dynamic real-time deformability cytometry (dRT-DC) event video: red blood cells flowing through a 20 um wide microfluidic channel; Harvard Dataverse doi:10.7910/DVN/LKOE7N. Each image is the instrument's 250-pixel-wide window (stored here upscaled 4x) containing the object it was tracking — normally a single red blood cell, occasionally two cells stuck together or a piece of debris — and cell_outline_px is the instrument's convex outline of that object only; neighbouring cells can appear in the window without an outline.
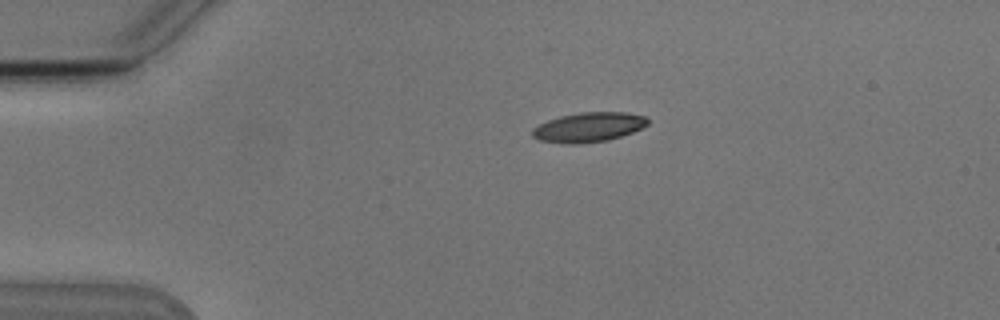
{"species": "Egyptian fruit bat (a non-hibernating species)", "species_latin": "Rousettus aegyptiacus", "temperature_condition": "cold", "stored_images_in_passage": 3, "camera_frame_rate_fps": 3000, "um_per_image_px": 0.085, "animal": {"sex": "male"}, "frame": {"image": 1, "passage_image": 1, "time_ms": 0.0, "image_size_px": [1000, 320], "cell_outline_px": [[648, 124], [632, 132], [608, 140], [580, 144], [568, 144], [540, 140], [532, 136], [532, 128], [548, 120], [560, 116], [580, 112], [628, 112], [648, 116]], "centroid_in_image_um": [50.04, 10.8], "position_along_channel_um": 35.0, "area_um2": 19.94}}
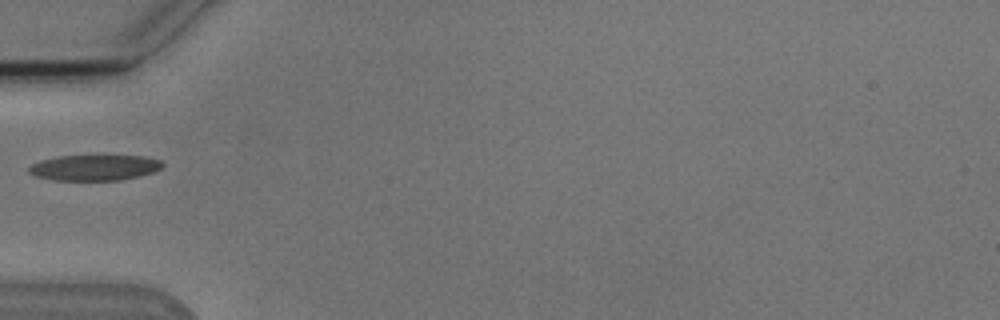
{"frame": {"image": 2, "passage_image": 3, "time_ms": 2.333, "image_size_px": [1000, 320], "cell_outline_px": [[164, 164], [156, 172], [140, 176], [120, 180], [56, 180], [36, 176], [28, 172], [28, 168], [32, 164], [40, 160], [60, 156], [144, 156], [160, 160]], "centroid_in_image_um": [8.05, 14.25], "position_along_channel_um": 76.9, "area_um2": 19.94}}